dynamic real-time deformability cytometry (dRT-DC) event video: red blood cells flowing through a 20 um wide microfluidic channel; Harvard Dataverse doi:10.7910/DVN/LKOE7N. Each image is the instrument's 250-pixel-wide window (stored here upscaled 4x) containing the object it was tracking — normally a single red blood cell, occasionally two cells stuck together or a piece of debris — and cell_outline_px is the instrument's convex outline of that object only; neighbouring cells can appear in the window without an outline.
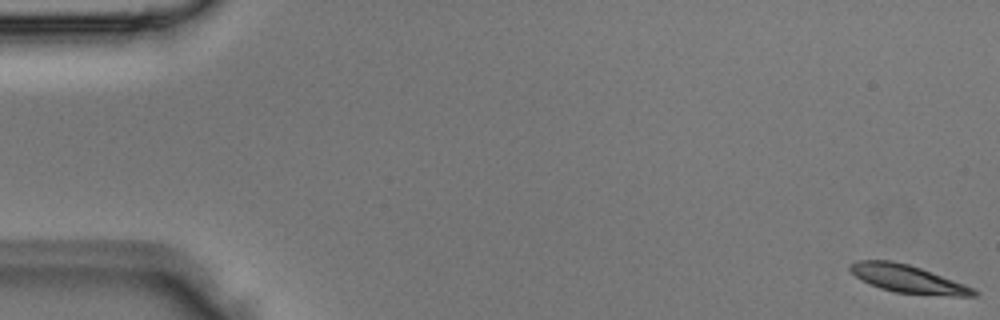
{"species": "Egyptian fruit bat (a non-hibernating species)", "species_latin": "Rousettus aegyptiacus", "temperature_condition": "room temperature", "stored_images_in_passage": 5, "segment_of_instrument_passage": [1, 2], "camera_frame_rate_fps": 3000, "um_per_image_px": 0.085, "animal": {"sex": "male"}, "frame": {"image": 1, "passage_image": 1, "time_ms": 0.0, "image_size_px": [1000, 320], "cell_outline_px": [[980, 292], [976, 296], [952, 296], [896, 292], [880, 288], [856, 276], [848, 268], [848, 264], [856, 260], [892, 260], [908, 264], [920, 268], [964, 284]], "centroid_in_image_um": [77.16, 23.69], "position_along_channel_um": 7.8, "area_um2": 19.77}}